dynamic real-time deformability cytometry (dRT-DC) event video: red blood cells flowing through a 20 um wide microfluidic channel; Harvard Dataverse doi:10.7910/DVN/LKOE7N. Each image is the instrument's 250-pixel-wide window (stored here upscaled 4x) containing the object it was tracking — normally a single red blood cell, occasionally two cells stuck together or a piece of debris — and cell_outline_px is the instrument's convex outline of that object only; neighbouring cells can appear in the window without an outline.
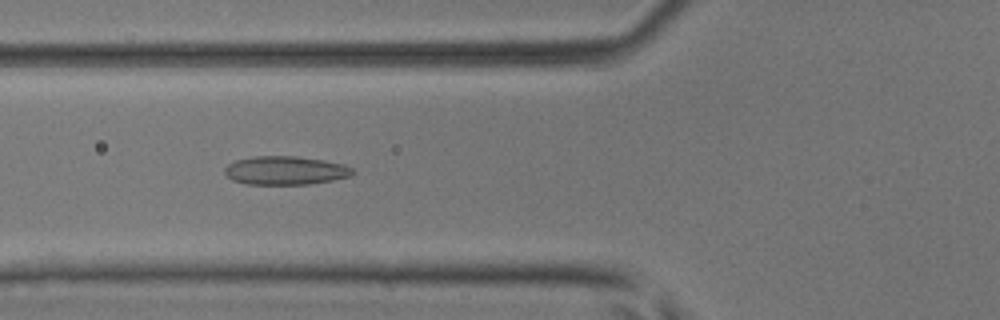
{"species": "common noctule bat (a hibernating species)", "species_latin": "Nyctalus noctula", "temperature_condition": "room temperature", "stored_images_in_passage": 48, "camera_frame_rate_fps": 3000, "um_per_image_px": 0.085, "animal": {"sex": "male", "body_mass_g": 17.9, "forearm_length_mm": 54.2}, "frame": {"image": 1, "passage_image": 18, "time_ms": 5.667, "image_size_px": [1000, 320], "cell_outline_px": [[356, 172], [352, 176], [332, 180], [308, 184], [248, 184], [232, 180], [224, 172], [224, 168], [228, 164], [236, 160], [252, 156], [296, 156], [324, 160], [344, 164], [352, 168]], "centroid_in_image_um": [24.28, 14.48], "position_along_channel_um": 101.5, "area_um2": 21.39}}
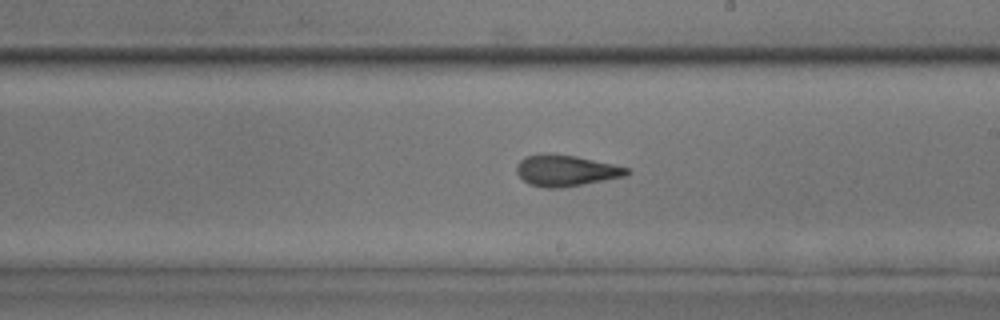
{"frame": {"image": 2, "passage_image": 28, "time_ms": 9.0, "image_size_px": [1000, 320], "cell_outline_px": [[632, 172], [624, 176], [604, 180], [560, 188], [544, 188], [532, 184], [524, 180], [516, 172], [516, 164], [524, 156], [576, 156], [612, 164], [628, 168]], "centroid_in_image_um": [48.12, 14.53], "position_along_channel_um": 240.9, "area_um2": 19.25}}
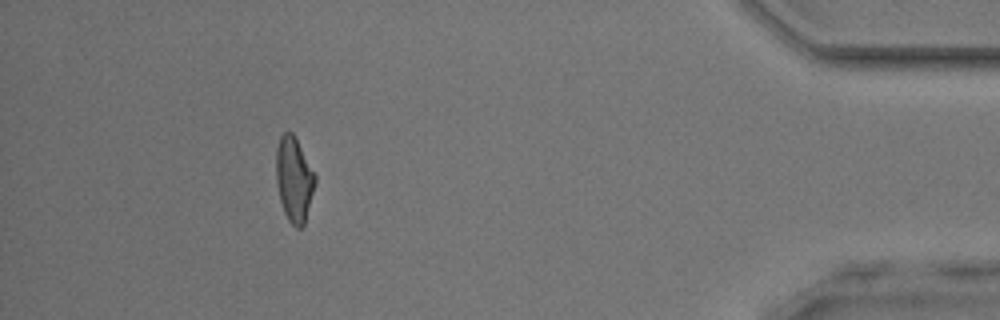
{"frame": {"image": 3, "passage_image": 44, "time_ms": 14.333, "image_size_px": [1000, 320], "cell_outline_px": [[316, 180], [304, 224], [300, 228], [296, 228], [288, 220], [284, 212], [280, 200], [276, 180], [276, 148], [280, 136], [284, 132], [292, 132], [296, 136], [316, 176]], "centroid_in_image_um": [24.98, 15.21], "position_along_channel_um": 410.2, "area_um2": 19.25}, "authors_computed_cell_mechanics": {"area_um2": 19.9988, "velocity_mm_per_s": 4.1923, "shape_relaxation_time_tau1_ms": null, "shape_relaxation_time_tau2_ms": 1.5185, "deformation_change_tau1": null, "deformation_change_tau2": 0.0846}}